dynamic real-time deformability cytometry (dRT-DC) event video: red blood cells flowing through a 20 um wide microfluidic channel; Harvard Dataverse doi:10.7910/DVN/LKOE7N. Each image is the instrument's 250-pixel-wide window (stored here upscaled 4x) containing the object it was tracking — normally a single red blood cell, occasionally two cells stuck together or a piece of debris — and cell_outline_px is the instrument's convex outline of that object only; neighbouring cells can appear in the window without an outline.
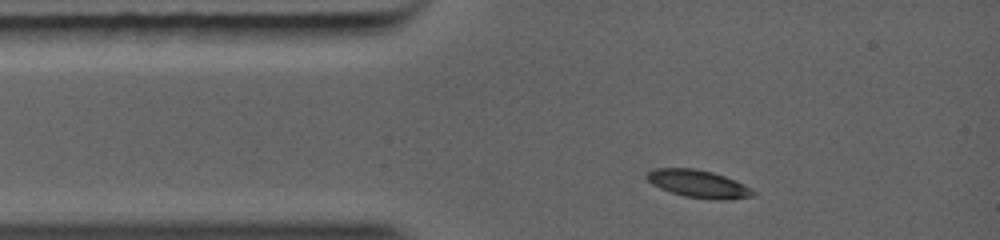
{"species": "common noctule bat (a hibernating species)", "species_latin": "Nyctalus noctula", "temperature_condition": "warm", "stored_images_in_passage": 3, "camera_frame_rate_fps": 5000, "um_per_image_px": 0.085, "animal": {"sex": "female", "body_mass_g": 19.0, "forearm_length_mm": 56.7}, "frame": {"image": 1, "passage_image": 1, "time_ms": 0.0, "image_size_px": [1000, 240], "cell_outline_px": [[756, 196], [732, 200], [716, 200], [684, 196], [660, 188], [652, 184], [644, 176], [648, 172], [656, 168], [696, 168], [712, 172], [724, 176], [752, 188], [756, 192]], "centroid_in_image_um": [59.4, 15.64], "position_along_channel_um": 25.6, "area_um2": 17.22}}
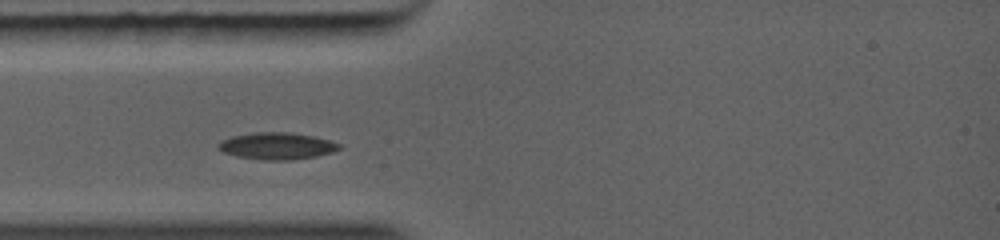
{"frame": {"image": 2, "passage_image": 2, "time_ms": 1.2, "image_size_px": [1000, 240], "cell_outline_px": [[340, 148], [332, 152], [316, 156], [292, 160], [264, 160], [236, 156], [224, 152], [216, 148], [216, 144], [220, 140], [232, 136], [252, 132], [288, 132], [312, 136], [332, 140], [340, 144]], "centroid_in_image_um": [23.5, 12.4], "position_along_channel_um": 61.5, "area_um2": 19.07}}
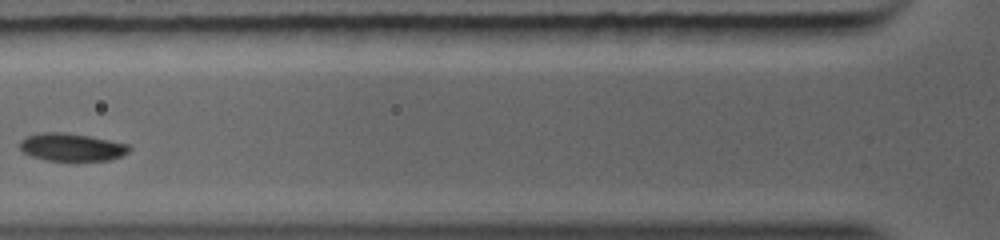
{"frame": {"image": 3, "passage_image": 3, "time_ms": 2.4, "image_size_px": [1000, 240], "cell_outline_px": [[132, 148], [128, 152], [120, 156], [108, 160], [48, 160], [32, 156], [24, 152], [20, 148], [20, 140], [24, 136], [40, 132], [64, 132], [88, 136], [132, 144]], "centroid_in_image_um": [6.1, 12.49], "position_along_channel_um": 119.7, "area_um2": 17.69}}